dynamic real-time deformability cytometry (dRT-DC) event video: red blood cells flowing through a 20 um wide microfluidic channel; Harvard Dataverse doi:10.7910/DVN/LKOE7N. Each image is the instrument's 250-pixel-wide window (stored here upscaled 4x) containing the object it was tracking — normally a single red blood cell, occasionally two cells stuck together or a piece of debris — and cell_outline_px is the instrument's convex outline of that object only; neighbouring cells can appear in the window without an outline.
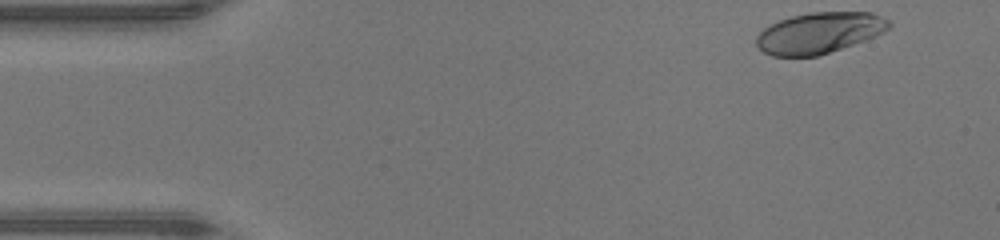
{"species": "human", "species_latin": "Homo sapiens", "temperature_condition": "warm", "stored_images_in_passage": 39, "camera_frame_rate_fps": 3000, "um_per_image_px": 0.085, "donor": {"sex": "male"}, "frame": {"image": 1, "passage_image": 1, "time_ms": 0.0, "image_size_px": [1000, 240], "cell_outline_px": [[892, 24], [884, 32], [864, 40], [816, 56], [772, 56], [764, 52], [756, 44], [756, 36], [764, 28], [780, 20], [792, 16], [812, 12], [872, 12], [888, 20]], "centroid_in_image_um": [69.63, 2.78], "position_along_channel_um": 15.4, "area_um2": 31.27}}
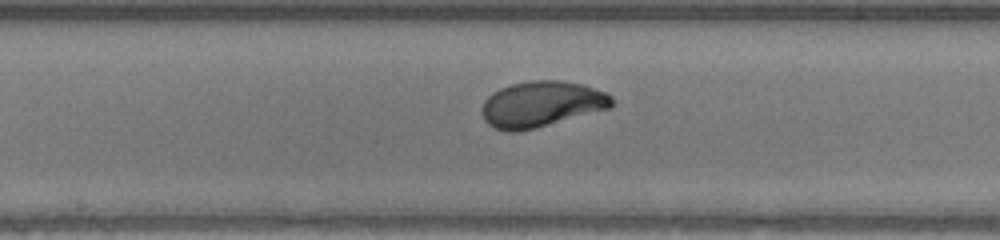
{"frame": {"image": 2, "passage_image": 21, "time_ms": 6.667, "image_size_px": [1000, 240], "cell_outline_px": [[616, 104], [612, 108], [536, 128], [516, 132], [508, 132], [496, 128], [488, 124], [484, 120], [480, 108], [484, 100], [492, 92], [500, 88], [512, 84], [528, 80], [560, 80], [584, 84], [608, 92], [612, 96]], "centroid_in_image_um": [46.06, 8.84], "position_along_channel_um": 202.1, "area_um2": 35.37}}
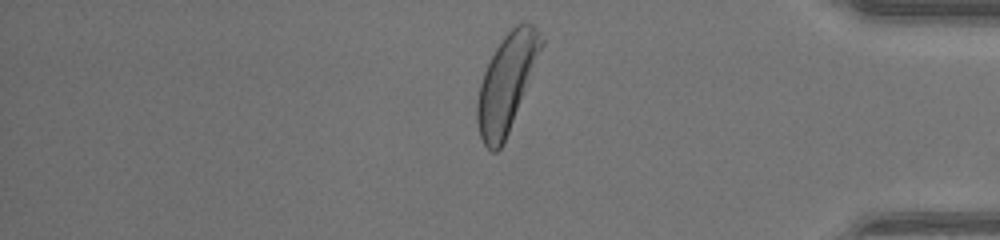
{"frame": {"image": 3, "passage_image": 36, "time_ms": 11.667, "image_size_px": [1000, 240], "cell_outline_px": [[544, 44], [508, 132], [500, 148], [496, 152], [492, 152], [484, 144], [480, 136], [476, 120], [476, 104], [480, 84], [484, 72], [496, 48], [504, 36], [520, 20], [524, 20], [532, 24], [540, 32], [544, 40]], "centroid_in_image_um": [43.06, 7.0], "position_along_channel_um": 392.1, "area_um2": 35.66}, "authors_computed_cell_mechanics": {"area_um2": 34.0442, "velocity_mm_per_s": 4.3994, "shape_relaxation_time_tau1_ms": 2.5864, "shape_relaxation_time_tau2_ms": null, "deformation_change_tau1": 0.1785, "deformation_change_tau2": null}}